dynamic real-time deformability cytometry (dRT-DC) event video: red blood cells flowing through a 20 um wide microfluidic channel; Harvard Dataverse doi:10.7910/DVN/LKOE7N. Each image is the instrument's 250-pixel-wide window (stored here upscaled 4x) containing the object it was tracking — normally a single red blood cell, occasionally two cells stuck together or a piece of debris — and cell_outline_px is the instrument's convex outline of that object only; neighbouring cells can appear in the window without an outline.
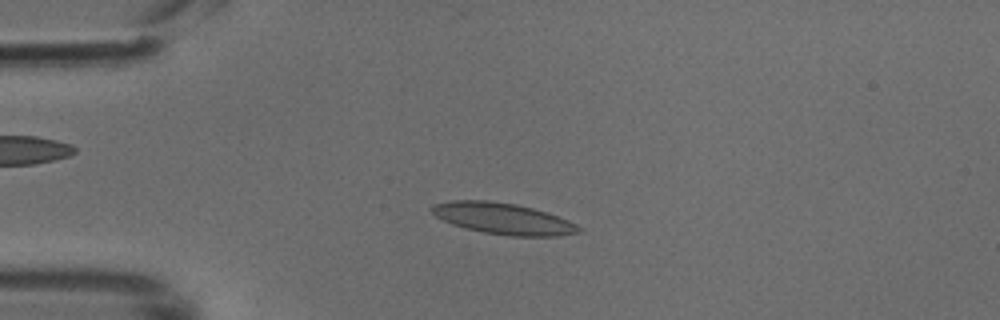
{"species": "common noctule bat (a hibernating species)", "species_latin": "Nyctalus noctula", "temperature_condition": "cold", "stored_images_in_passage": 49, "camera_frame_rate_fps": 3000, "um_per_image_px": 0.085, "animal": {"sex": "male", "body_mass_g": 18.8}, "frame": {"image": 1, "passage_image": 12, "time_ms": 3.667, "image_size_px": [1000, 320], "cell_outline_px": [[580, 232], [556, 236], [512, 236], [484, 232], [452, 224], [436, 216], [432, 212], [432, 204], [452, 200], [488, 200], [516, 204], [548, 212], [568, 220], [576, 224], [580, 228]], "centroid_in_image_um": [42.77, 18.57], "position_along_channel_um": 42.2, "area_um2": 26.53}}
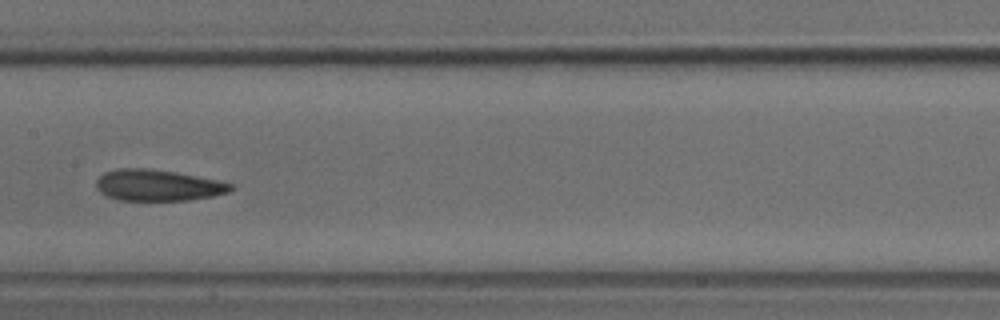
{"frame": {"image": 2, "passage_image": 25, "time_ms": 8.0, "image_size_px": [1000, 320], "cell_outline_px": [[236, 188], [228, 192], [212, 196], [188, 200], [120, 200], [108, 196], [100, 192], [96, 188], [96, 180], [104, 172], [116, 168], [148, 168], [176, 172], [220, 180], [236, 184]], "centroid_in_image_um": [13.46, 15.73], "position_along_channel_um": 193.9, "area_um2": 24.74}}
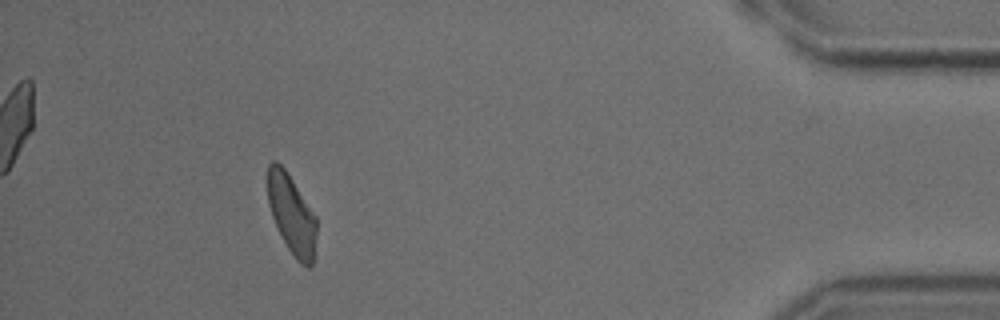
{"frame": {"image": 3, "passage_image": 45, "time_ms": 14.667, "image_size_px": [1000, 320], "cell_outline_px": [[316, 236], [312, 264], [308, 268], [300, 264], [296, 260], [288, 248], [276, 228], [268, 204], [268, 164], [272, 160], [276, 160], [284, 168], [316, 216]], "centroid_in_image_um": [24.78, 18.24], "position_along_channel_um": 410.4, "area_um2": 22.48}}